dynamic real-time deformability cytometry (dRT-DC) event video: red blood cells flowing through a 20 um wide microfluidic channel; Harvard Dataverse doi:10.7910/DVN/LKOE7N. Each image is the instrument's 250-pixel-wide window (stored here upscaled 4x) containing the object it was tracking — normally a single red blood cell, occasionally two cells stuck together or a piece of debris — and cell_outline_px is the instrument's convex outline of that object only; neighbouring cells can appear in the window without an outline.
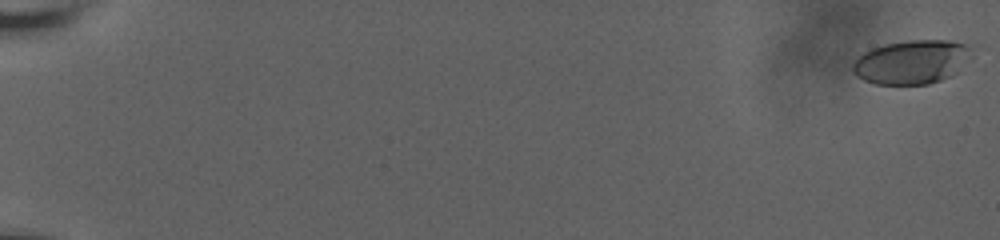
{"species": "human", "species_latin": "Homo sapiens", "temperature_condition": "room temperature", "stored_images_in_passage": 64, "camera_frame_rate_fps": 3000, "um_per_image_px": 0.085, "donor": {"sex": "male"}, "frame": {"image": 1, "passage_image": 1, "time_ms": 0.0, "image_size_px": [1000, 240], "cell_outline_px": [[968, 48], [956, 72], [952, 76], [928, 84], [876, 84], [864, 80], [856, 76], [852, 68], [852, 64], [864, 52], [872, 48], [884, 44], [912, 40], [948, 40], [968, 44]], "centroid_in_image_um": [77.39, 5.27], "position_along_channel_um": 7.6, "area_um2": 29.59}}
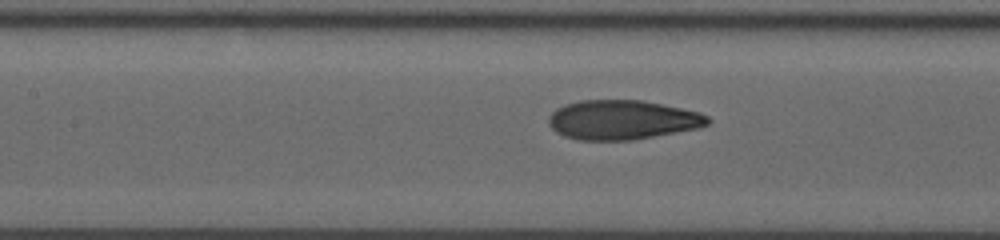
{"frame": {"image": 2, "passage_image": 36, "time_ms": 10.333, "image_size_px": [1000, 240], "cell_outline_px": [[712, 120], [708, 124], [696, 128], [632, 140], [580, 140], [564, 136], [556, 132], [548, 124], [548, 116], [556, 108], [564, 104], [580, 100], [640, 100], [700, 112], [708, 116]], "centroid_in_image_um": [52.85, 10.18], "position_along_channel_um": 154.5, "area_um2": 36.41}}
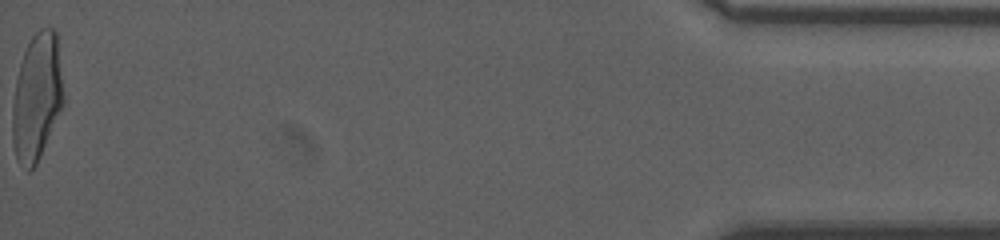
{"frame": {"image": 3, "passage_image": 64, "time_ms": 20.333, "image_size_px": [1000, 240], "cell_outline_px": [[64, 104], [40, 156], [36, 164], [28, 172], [16, 156], [12, 140], [12, 104], [16, 80], [20, 64], [24, 52], [32, 36], [40, 28], [52, 28], [56, 32], [64, 96]], "centroid_in_image_um": [3.13, 8.25], "position_along_channel_um": 432.1, "area_um2": 37.57}, "authors_computed_cell_mechanics": {"area_um2": 35.7493, "velocity_mm_per_s": 3.6613, "shape_relaxation_time_tau1_ms": 5.6919, "shape_relaxation_time_tau2_ms": 0.8744, "deformation_change_tau1": 0.1987, "deformation_change_tau2": 0.0725}}